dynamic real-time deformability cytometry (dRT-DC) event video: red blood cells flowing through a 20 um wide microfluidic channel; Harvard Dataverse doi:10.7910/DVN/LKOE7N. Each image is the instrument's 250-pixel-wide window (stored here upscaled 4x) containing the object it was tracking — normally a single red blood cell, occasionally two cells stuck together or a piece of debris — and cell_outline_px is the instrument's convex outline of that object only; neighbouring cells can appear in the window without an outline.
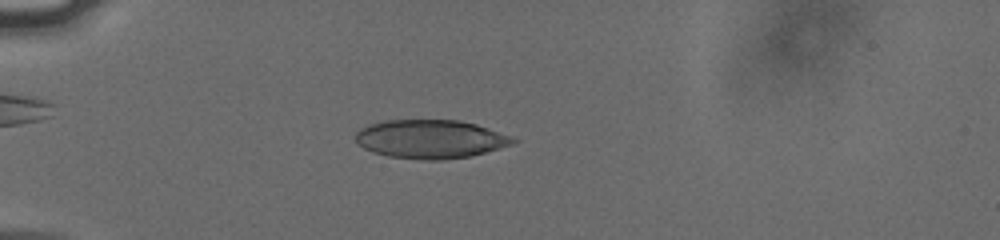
{"species": "human", "species_latin": "Homo sapiens", "temperature_condition": "cold", "stored_images_in_passage": 56, "camera_frame_rate_fps": 3000, "um_per_image_px": 0.085, "donor": {"sex": "male"}, "frame": {"image": 1, "passage_image": 17, "time_ms": 5.333, "image_size_px": [1000, 240], "cell_outline_px": [[520, 140], [512, 144], [500, 148], [472, 156], [440, 160], [424, 160], [388, 156], [372, 152], [356, 144], [356, 132], [360, 128], [368, 124], [388, 120], [460, 120], [476, 124], [488, 128]], "centroid_in_image_um": [36.57, 11.82], "position_along_channel_um": 48.4, "area_um2": 35.55}}
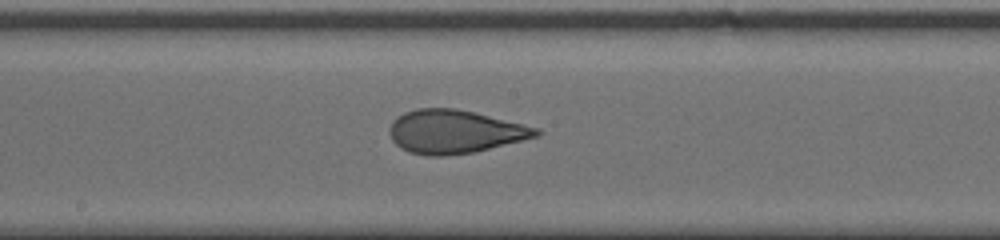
{"frame": {"image": 2, "passage_image": 32, "time_ms": 10.333, "image_size_px": [1000, 240], "cell_outline_px": [[544, 132], [540, 136], [472, 152], [444, 156], [428, 156], [408, 152], [400, 148], [392, 140], [388, 132], [388, 128], [392, 120], [396, 116], [404, 112], [416, 108], [456, 108], [540, 128]], "centroid_in_image_um": [38.62, 11.19], "position_along_channel_um": 209.6, "area_um2": 37.28}}
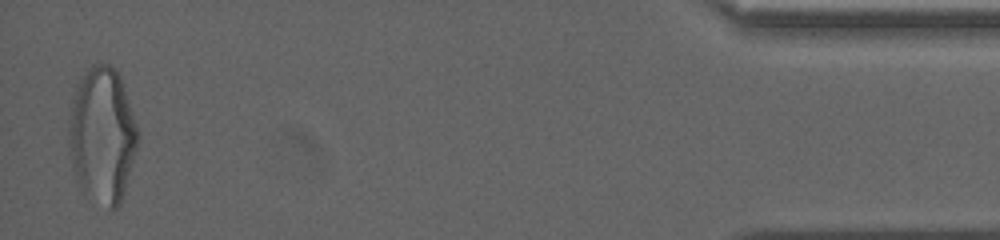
{"frame": {"image": 3, "passage_image": 55, "time_ms": 18.0, "image_size_px": [1000, 240], "cell_outline_px": [[140, 136], [120, 204], [116, 208], [108, 208], [84, 196], [76, 176], [68, 152], [68, 120], [72, 96], [76, 84], [88, 68], [92, 64], [108, 64], [120, 76], [140, 132]], "centroid_in_image_um": [8.67, 11.49], "position_along_channel_um": 426.5, "area_um2": 55.08}, "authors_computed_cell_mechanics": {"area_um2": 36.5007, "velocity_mm_per_s": 3.812, "shape_relaxation_time_tau1_ms": 8.8482, "shape_relaxation_time_tau2_ms": 0.9844, "deformation_change_tau1": 0.2386, "deformation_change_tau2": 0.0914}}